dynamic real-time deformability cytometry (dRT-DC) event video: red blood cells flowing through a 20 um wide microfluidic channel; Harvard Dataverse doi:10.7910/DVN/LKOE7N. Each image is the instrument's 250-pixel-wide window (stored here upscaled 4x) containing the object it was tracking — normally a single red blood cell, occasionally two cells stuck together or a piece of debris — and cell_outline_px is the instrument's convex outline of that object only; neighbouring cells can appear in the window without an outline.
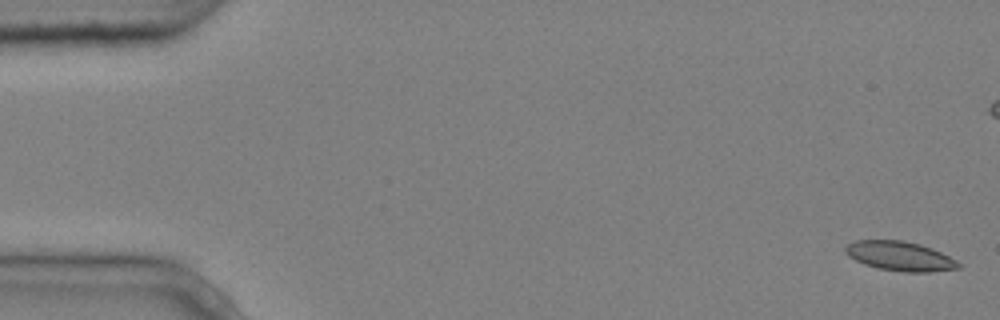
{"species": "common noctule bat (a hibernating species)", "species_latin": "Nyctalus noctula", "temperature_condition": "cold", "stored_images_in_passage": 5, "camera_frame_rate_fps": 3000, "um_per_image_px": 0.085, "animal": {"sex": "male", "body_mass_g": 20.4}, "frame": {"image": 1, "passage_image": 1, "time_ms": 0.0, "image_size_px": [1000, 320], "cell_outline_px": [[960, 268], [928, 272], [904, 272], [876, 268], [864, 264], [848, 256], [844, 252], [844, 248], [848, 244], [856, 240], [900, 240], [920, 244], [932, 248], [956, 260], [960, 264]], "centroid_in_image_um": [76.47, 21.77], "position_along_channel_um": 8.5, "area_um2": 19.36}}